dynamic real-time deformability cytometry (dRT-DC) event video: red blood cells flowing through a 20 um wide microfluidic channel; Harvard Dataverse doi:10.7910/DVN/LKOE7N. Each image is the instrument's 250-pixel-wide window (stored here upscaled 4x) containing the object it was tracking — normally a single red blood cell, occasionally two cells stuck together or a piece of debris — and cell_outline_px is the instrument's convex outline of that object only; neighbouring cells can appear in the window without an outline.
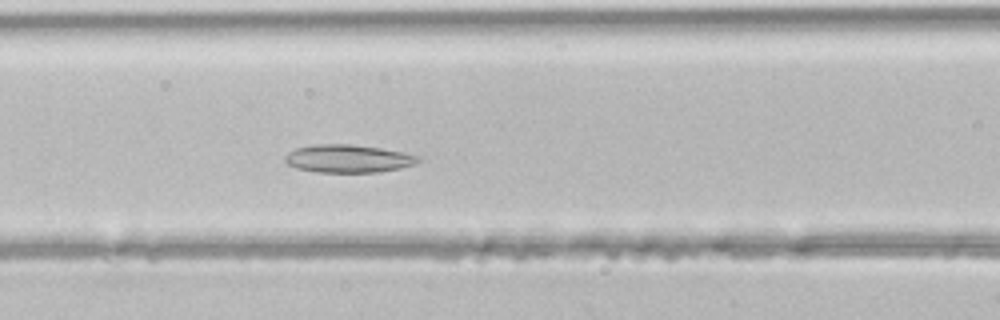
{"species": "common noctule bat (a hibernating species)", "species_latin": "Nyctalus noctula", "temperature_condition": "room temperature", "stored_images_in_passage": 27, "camera_frame_rate_fps": 3000, "um_per_image_px": 0.085, "animal": {"sex": "male", "body_mass_g": 21.5, "forearm_length_mm": 52.0}, "frame": {"image": 1, "passage_image": 7, "time_ms": 2.0, "image_size_px": [1000, 320], "cell_outline_px": [[420, 160], [412, 164], [400, 168], [380, 172], [316, 172], [296, 168], [288, 164], [284, 160], [284, 156], [288, 152], [296, 148], [316, 144], [348, 144], [380, 148], [404, 152], [420, 156]], "centroid_in_image_um": [29.57, 13.48], "position_along_channel_um": 137.0, "area_um2": 21.62}}
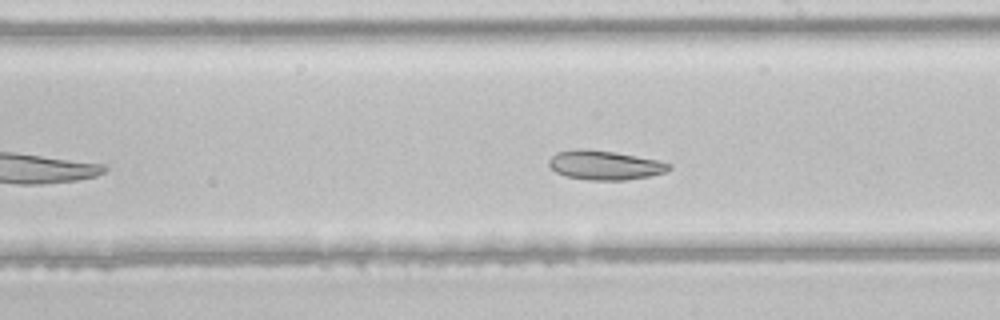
{"frame": {"image": 2, "passage_image": 14, "time_ms": 4.333, "image_size_px": [1000, 320], "cell_outline_px": [[672, 168], [664, 172], [648, 176], [624, 180], [588, 180], [564, 176], [556, 172], [548, 164], [548, 160], [556, 152], [584, 148], [588, 148], [660, 160], [672, 164]], "centroid_in_image_um": [51.39, 14.04], "position_along_channel_um": 237.6, "area_um2": 20.46}}
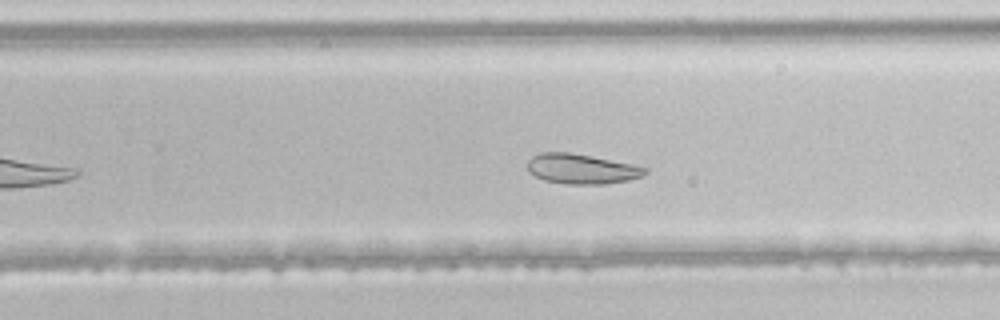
{"frame": {"image": 3, "passage_image": 17, "time_ms": 5.333, "image_size_px": [1000, 320], "cell_outline_px": [[648, 172], [640, 176], [628, 180], [604, 184], [568, 184], [544, 180], [528, 172], [528, 160], [532, 156], [540, 152], [568, 152], [632, 164], [648, 168]], "centroid_in_image_um": [49.41, 14.35], "position_along_channel_um": 280.4, "area_um2": 20.35}}